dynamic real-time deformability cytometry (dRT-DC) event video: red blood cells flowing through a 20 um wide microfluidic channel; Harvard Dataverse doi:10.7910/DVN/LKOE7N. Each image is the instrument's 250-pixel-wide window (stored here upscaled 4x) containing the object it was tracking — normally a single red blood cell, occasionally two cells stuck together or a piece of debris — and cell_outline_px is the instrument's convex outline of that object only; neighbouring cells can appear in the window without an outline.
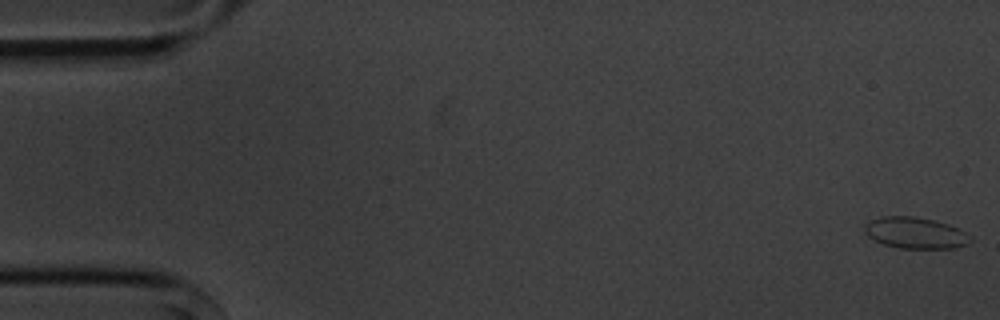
{"species": "common noctule bat (a hibernating species)", "species_latin": "Nyctalus noctula", "temperature_condition": "cold", "stored_images_in_passage": 5, "camera_frame_rate_fps": 3000, "um_per_image_px": 0.085, "animal": {"sex": "male", "body_mass_g": 20.1, "forearm_length_mm": 53.5}, "frame": {"image": 1, "passage_image": 1, "time_ms": 0.0, "image_size_px": [1000, 320], "cell_outline_px": [[972, 240], [968, 244], [956, 248], [900, 248], [884, 244], [868, 236], [864, 232], [864, 224], [872, 220], [884, 216], [912, 216], [932, 220], [948, 224], [972, 236]], "centroid_in_image_um": [77.81, 19.8], "position_along_channel_um": 7.2, "area_um2": 19.13}}